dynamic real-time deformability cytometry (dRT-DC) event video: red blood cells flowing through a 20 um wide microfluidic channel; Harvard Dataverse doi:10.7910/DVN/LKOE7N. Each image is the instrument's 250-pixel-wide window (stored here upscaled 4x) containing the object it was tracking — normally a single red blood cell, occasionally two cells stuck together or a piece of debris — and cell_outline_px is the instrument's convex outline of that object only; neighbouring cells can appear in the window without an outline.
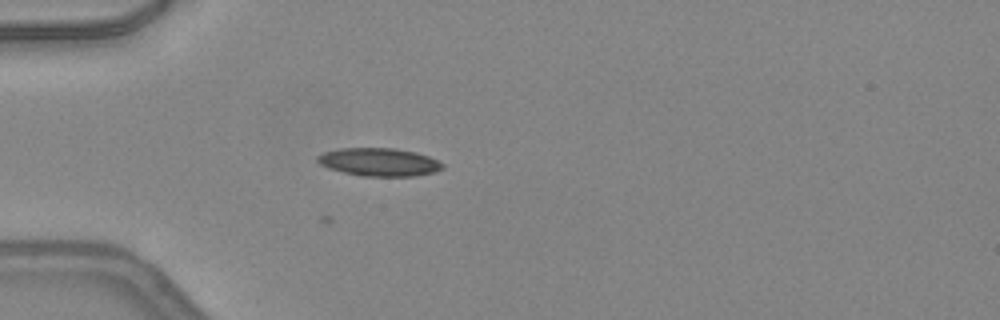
{"species": "common noctule bat (a hibernating species)", "species_latin": "Nyctalus noctula", "temperature_condition": "warm", "stored_images_in_passage": 34, "camera_frame_rate_fps": 3000, "um_per_image_px": 0.085, "animal": {"sex": "female", "body_mass_g": 24.6, "forearm_length_mm": 56.2}, "frame": {"image": 1, "passage_image": 3, "time_ms": 0.667, "image_size_px": [1000, 320], "cell_outline_px": [[444, 168], [436, 172], [416, 176], [360, 176], [328, 168], [320, 164], [316, 160], [316, 156], [324, 152], [340, 148], [396, 148], [416, 152], [428, 156], [444, 164]], "centroid_in_image_um": [32.23, 13.77], "position_along_channel_um": 52.8, "area_um2": 20.58}}
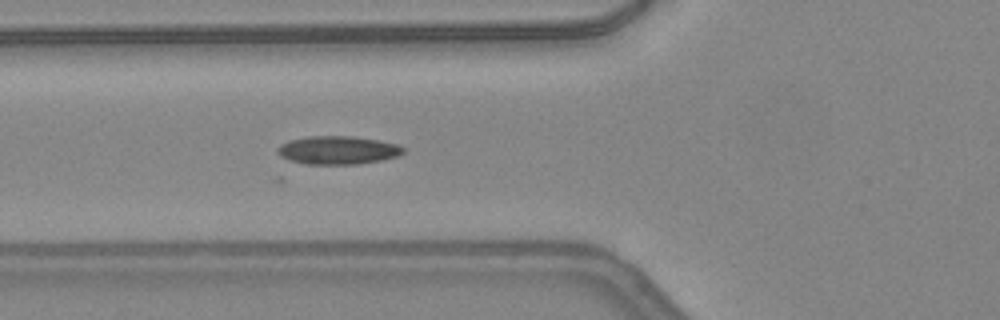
{"frame": {"image": 2, "passage_image": 7, "time_ms": 2.0, "image_size_px": [1000, 320], "cell_outline_px": [[404, 152], [396, 156], [380, 160], [356, 164], [304, 164], [288, 160], [280, 156], [276, 152], [276, 148], [280, 144], [288, 140], [308, 136], [352, 136], [380, 140], [400, 144], [404, 148]], "centroid_in_image_um": [28.67, 12.75], "position_along_channel_um": 97.1, "area_um2": 20.92}}
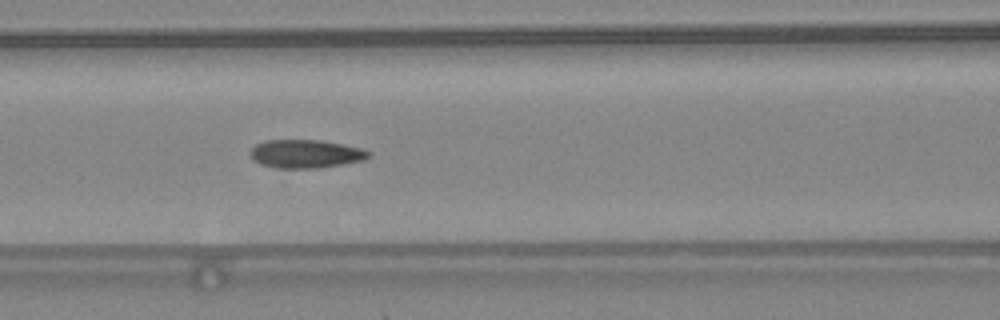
{"frame": {"image": 3, "passage_image": 10, "time_ms": 3.0, "image_size_px": [1000, 320], "cell_outline_px": [[372, 152], [364, 160], [344, 164], [320, 168], [276, 168], [260, 164], [252, 160], [252, 148], [256, 144], [264, 140], [320, 140], [364, 148]], "centroid_in_image_um": [26.01, 13.08], "position_along_channel_um": 140.6, "area_um2": 19.65}}